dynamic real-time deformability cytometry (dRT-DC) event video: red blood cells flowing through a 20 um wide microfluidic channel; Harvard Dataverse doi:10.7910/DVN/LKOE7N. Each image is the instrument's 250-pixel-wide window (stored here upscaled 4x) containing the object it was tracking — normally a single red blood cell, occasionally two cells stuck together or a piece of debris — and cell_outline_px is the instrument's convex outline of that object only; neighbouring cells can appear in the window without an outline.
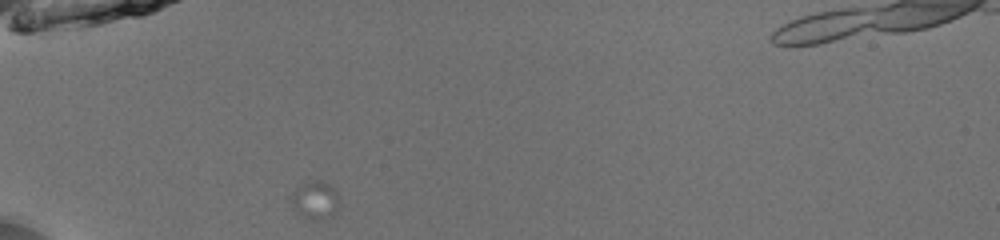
{"species": "common noctule bat (a hibernating species)", "species_latin": "Nyctalus noctula", "temperature_condition": "room temperature", "stored_images_in_passage": 9, "camera_frame_rate_fps": 3000, "um_per_image_px": 0.085, "animal": {"sex": "male", "body_mass_g": 13.0, "forearm_length_mm": 53.1}, "frame": {"image": 1, "passage_image": 1, "time_ms": 0.0, "image_size_px": [1000, 240], "cell_outline_px": [[336, 212], [332, 216], [324, 220], [312, 220], [300, 216], [292, 204], [292, 192], [296, 188], [312, 180], [320, 180], [328, 184], [336, 192]], "centroid_in_image_um": [26.76, 17.04], "position_along_channel_um": 58.2, "area_um2": 10.35}}